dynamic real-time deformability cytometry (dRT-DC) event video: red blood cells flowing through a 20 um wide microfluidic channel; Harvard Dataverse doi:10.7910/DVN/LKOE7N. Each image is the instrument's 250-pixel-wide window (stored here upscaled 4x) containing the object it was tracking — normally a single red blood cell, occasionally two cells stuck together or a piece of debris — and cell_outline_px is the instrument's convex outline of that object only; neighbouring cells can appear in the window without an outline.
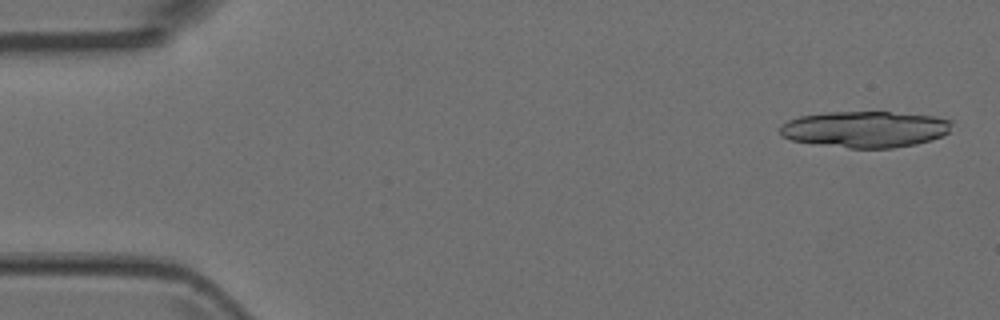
{"species": "Egyptian fruit bat (a non-hibernating species)", "species_latin": "Rousettus aegyptiacus", "temperature_condition": "room temperature", "stored_images_in_passage": 7, "camera_frame_rate_fps": 3000, "um_per_image_px": 0.085, "animal": {"sex": "female"}, "frame": {"image": 1, "passage_image": 1, "time_ms": 0.0, "image_size_px": [1000, 320], "cell_outline_px": [[952, 120], [948, 132], [940, 136], [916, 144], [892, 148], [848, 148], [792, 140], [780, 136], [780, 128], [788, 120], [800, 116], [828, 112], [888, 112], [932, 116]], "centroid_in_image_um": [73.51, 10.98], "position_along_channel_um": 11.5, "area_um2": 35.95}}
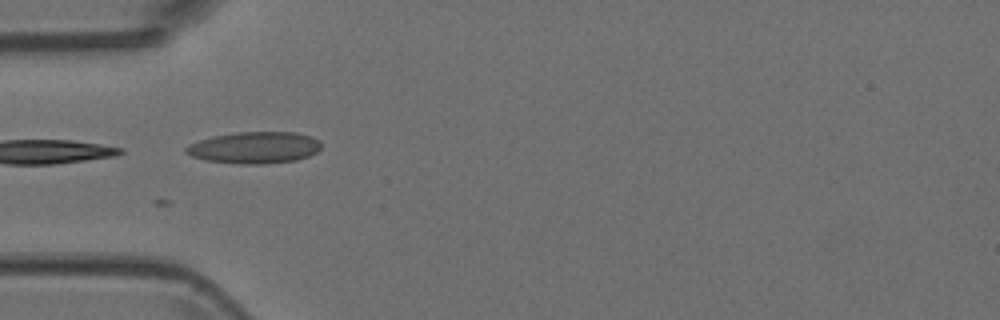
{"frame": {"image": 2, "passage_image": 5, "time_ms": 1.333, "image_size_px": [1000, 320], "cell_outline_px": [[320, 148], [316, 152], [308, 156], [296, 160], [264, 164], [240, 164], [204, 160], [192, 156], [184, 152], [184, 148], [188, 144], [212, 136], [236, 132], [296, 132], [312, 136], [320, 140]], "centroid_in_image_um": [21.62, 12.54], "position_along_channel_um": 63.4, "area_um2": 25.14}}
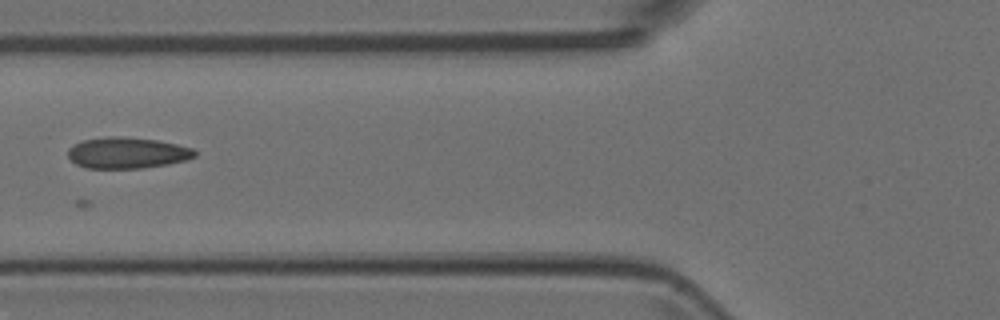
{"frame": {"image": 3, "passage_image": 6, "time_ms": 1.667, "image_size_px": [1000, 320], "cell_outline_px": [[196, 156], [188, 160], [168, 164], [144, 168], [84, 168], [76, 164], [68, 156], [68, 148], [84, 140], [112, 136], [124, 136], [156, 140], [176, 144], [192, 148], [196, 152]], "centroid_in_image_um": [10.83, 13.0], "position_along_channel_um": 115.0, "area_um2": 23.0}}